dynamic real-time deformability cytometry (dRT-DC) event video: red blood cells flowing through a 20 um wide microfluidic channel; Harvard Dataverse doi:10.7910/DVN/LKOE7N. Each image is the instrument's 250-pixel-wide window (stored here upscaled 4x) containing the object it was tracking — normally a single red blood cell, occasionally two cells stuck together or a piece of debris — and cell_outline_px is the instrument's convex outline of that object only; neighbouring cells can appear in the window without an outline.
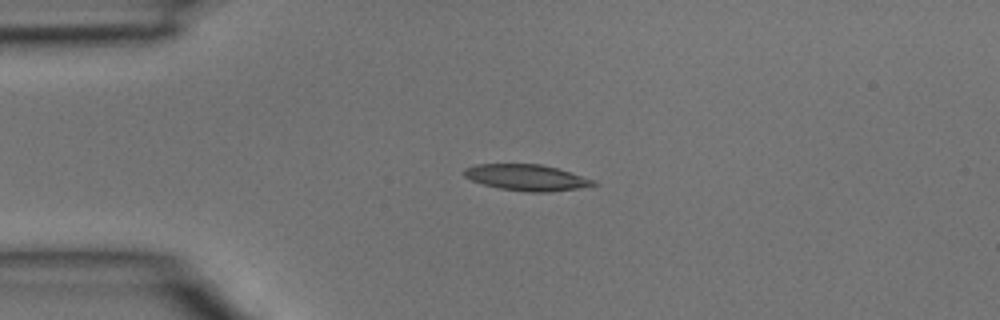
{"species": "common noctule bat (a hibernating species)", "species_latin": "Nyctalus noctula", "temperature_condition": "room temperature", "stored_images_in_passage": 4, "camera_frame_rate_fps": 3000, "um_per_image_px": 0.085, "animal": {"sex": "male", "body_mass_g": 15.6}, "frame": {"image": 1, "passage_image": 3, "time_ms": 0.667, "image_size_px": [1000, 320], "cell_outline_px": [[600, 184], [580, 188], [548, 192], [528, 192], [500, 188], [484, 184], [472, 180], [464, 176], [464, 168], [476, 164], [540, 164], [556, 168], [596, 180]], "centroid_in_image_um": [44.79, 15.09], "position_along_channel_um": 40.2, "area_um2": 19.59}}
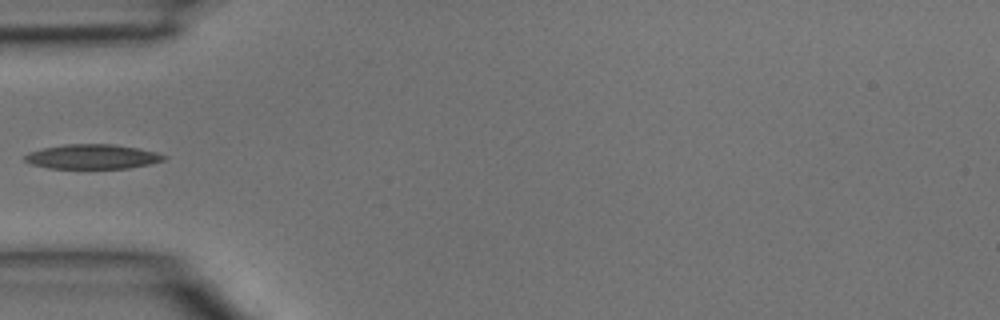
{"frame": {"image": 2, "passage_image": 4, "time_ms": 1.0, "image_size_px": [1000, 320], "cell_outline_px": [[168, 156], [164, 160], [148, 164], [128, 168], [48, 168], [32, 164], [24, 160], [24, 156], [28, 152], [44, 148], [64, 144], [112, 144], [140, 148], [156, 152]], "centroid_in_image_um": [7.86, 13.31], "position_along_channel_um": 77.1, "area_um2": 19.88}}